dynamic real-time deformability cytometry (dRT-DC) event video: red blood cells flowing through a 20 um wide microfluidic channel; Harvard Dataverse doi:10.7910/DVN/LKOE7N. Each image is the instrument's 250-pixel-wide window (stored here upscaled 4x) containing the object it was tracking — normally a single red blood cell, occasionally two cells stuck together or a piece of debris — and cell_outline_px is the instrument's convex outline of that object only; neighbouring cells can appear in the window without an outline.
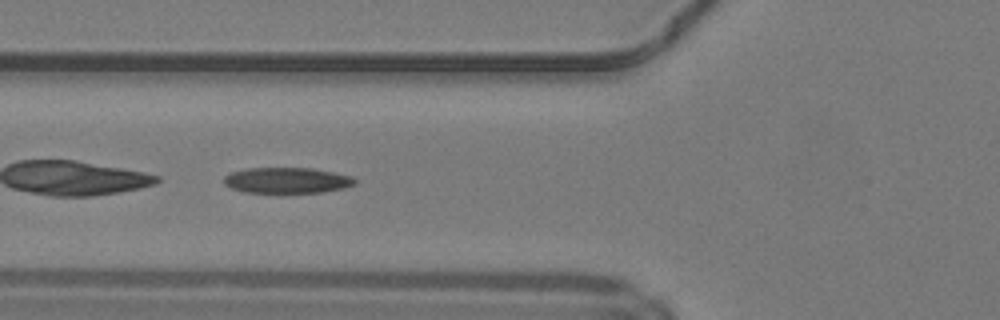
{"species": "common noctule bat (a hibernating species)", "species_latin": "Nyctalus noctula", "temperature_condition": "warm", "stored_images_in_passage": 49, "camera_frame_rate_fps": 3000, "um_per_image_px": 0.085, "animal": {"sex": "male", "body_mass_g": 19.2, "forearm_length_mm": 51.8}, "frame": {"image": 1, "passage_image": 19, "time_ms": 6.0, "image_size_px": [1000, 320], "cell_outline_px": [[356, 184], [344, 188], [320, 192], [244, 192], [232, 188], [224, 184], [224, 176], [228, 172], [244, 168], [312, 168], [352, 176], [356, 180]], "centroid_in_image_um": [24.36, 15.32], "position_along_channel_um": 101.4, "area_um2": 19.65}}
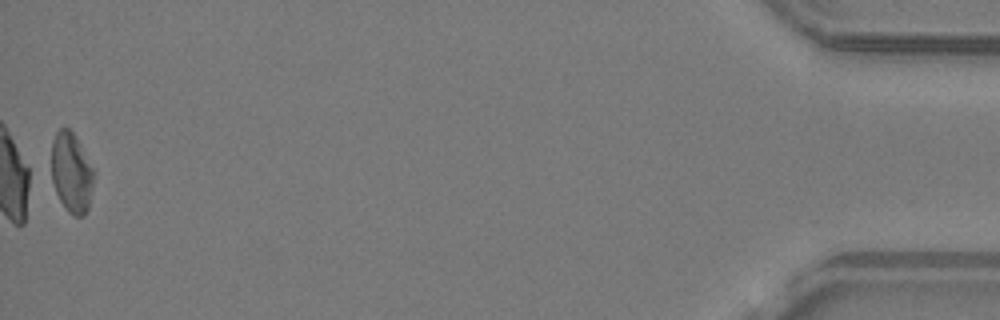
{"frame": {"image": 2, "passage_image": 49, "time_ms": 16.0, "image_size_px": [1000, 320], "cell_outline_px": [[96, 172], [88, 208], [84, 216], [76, 216], [68, 212], [64, 208], [56, 192], [52, 180], [52, 140], [56, 132], [60, 128], [68, 128], [76, 136]], "centroid_in_image_um": [6.1, 14.67], "position_along_channel_um": 429.1, "area_um2": 20.0}, "authors_computed_cell_mechanics": {"area_um2": 20.5768, "velocity_mm_per_s": 4.232, "shape_relaxation_time_tau1_ms": null, "shape_relaxation_time_tau2_ms": 4.4955, "deformation_change_tau1": null, "deformation_change_tau2": 0.1424}}